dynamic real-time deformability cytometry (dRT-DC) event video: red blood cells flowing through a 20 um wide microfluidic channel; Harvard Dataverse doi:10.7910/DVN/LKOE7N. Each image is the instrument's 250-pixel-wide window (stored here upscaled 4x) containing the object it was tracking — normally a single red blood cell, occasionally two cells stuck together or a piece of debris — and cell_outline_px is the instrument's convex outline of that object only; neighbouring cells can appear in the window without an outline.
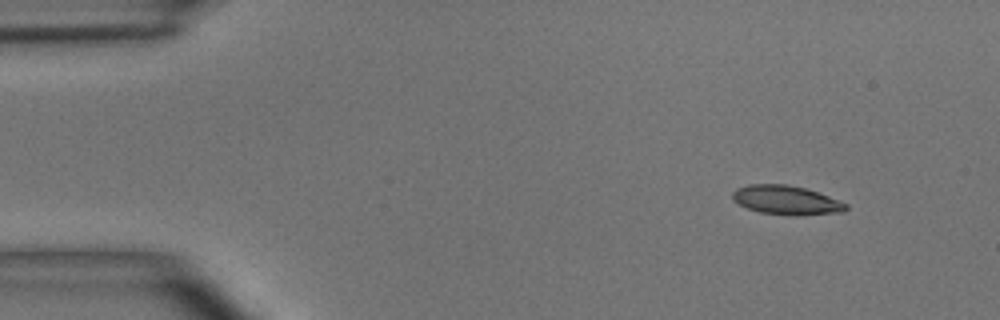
{"species": "common noctule bat (a hibernating species)", "species_latin": "Nyctalus noctula", "temperature_condition": "room temperature", "stored_images_in_passage": 9, "camera_frame_rate_fps": 3000, "um_per_image_px": 0.085, "animal": {"sex": "male", "body_mass_g": 15.6}, "frame": {"image": 1, "passage_image": 1, "time_ms": 0.0, "image_size_px": [1000, 320], "cell_outline_px": [[848, 208], [844, 212], [796, 216], [760, 212], [748, 208], [732, 200], [732, 192], [736, 188], [748, 184], [788, 184], [804, 188], [828, 196], [848, 204]], "centroid_in_image_um": [66.83, 17.01], "position_along_channel_um": 18.2, "area_um2": 19.25}}
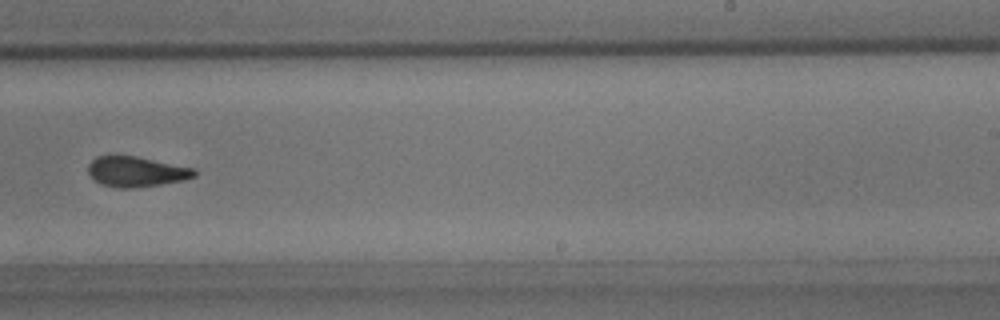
{"frame": {"image": 2, "passage_image": 9, "time_ms": 9.0, "image_size_px": [1000, 320], "cell_outline_px": [[196, 176], [184, 180], [160, 184], [132, 188], [116, 188], [100, 184], [92, 180], [88, 172], [88, 164], [96, 156], [136, 156], [196, 168]], "centroid_in_image_um": [11.57, 14.59], "position_along_channel_um": 277.4, "area_um2": 18.9}}